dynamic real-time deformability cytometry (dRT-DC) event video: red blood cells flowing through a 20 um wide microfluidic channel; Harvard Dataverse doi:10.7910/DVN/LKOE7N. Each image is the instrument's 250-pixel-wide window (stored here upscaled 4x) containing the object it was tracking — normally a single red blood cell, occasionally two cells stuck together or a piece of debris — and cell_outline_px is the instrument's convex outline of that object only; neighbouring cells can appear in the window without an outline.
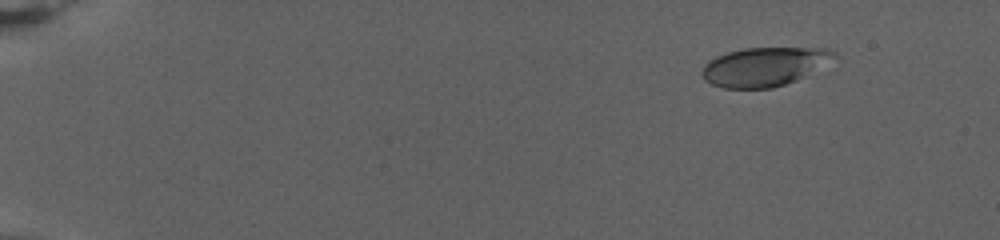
{"species": "human", "species_latin": "Homo sapiens", "temperature_condition": "warm", "stored_images_in_passage": 11, "camera_frame_rate_fps": 3000, "um_per_image_px": 0.085, "donor": {"sex": "female"}, "frame": {"image": 1, "passage_image": 5, "time_ms": 1.333, "image_size_px": [1000, 240], "cell_outline_px": [[840, 56], [804, 76], [796, 80], [772, 88], [724, 88], [712, 84], [704, 80], [704, 64], [716, 56], [728, 52], [744, 48], [828, 48], [836, 52]], "centroid_in_image_um": [65.0, 5.65], "position_along_channel_um": 20.0, "area_um2": 29.71}}